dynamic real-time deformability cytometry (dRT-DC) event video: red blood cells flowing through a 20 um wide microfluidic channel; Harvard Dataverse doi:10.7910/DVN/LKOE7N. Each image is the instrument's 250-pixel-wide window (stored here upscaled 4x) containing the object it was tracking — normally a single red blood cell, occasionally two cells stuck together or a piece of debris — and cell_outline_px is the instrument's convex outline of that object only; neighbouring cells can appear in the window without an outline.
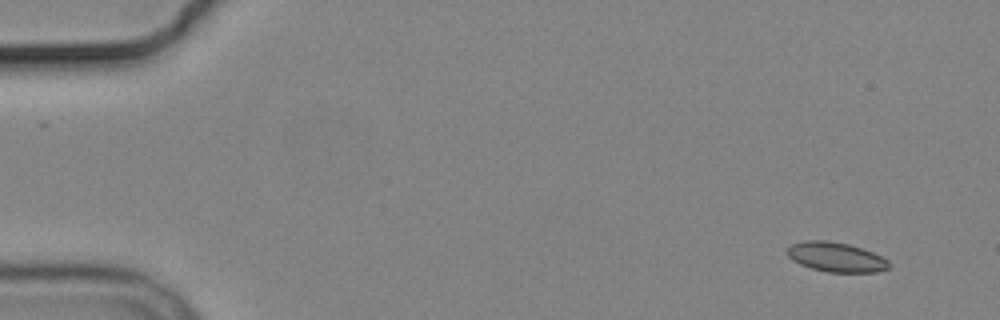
{"species": "common noctule bat (a hibernating species)", "species_latin": "Nyctalus noctula", "temperature_condition": "cold", "stored_images_in_passage": 4, "camera_frame_rate_fps": 3000, "um_per_image_px": 0.085, "animal": {"sex": "male", "body_mass_g": 19.2, "forearm_length_mm": 51.8}, "frame": {"image": 1, "passage_image": 1, "time_ms": 0.0, "image_size_px": [1000, 320], "cell_outline_px": [[892, 264], [888, 268], [876, 272], [828, 272], [812, 268], [800, 264], [792, 260], [788, 256], [788, 248], [792, 244], [804, 240], [828, 240], [848, 244], [872, 252], [888, 260]], "centroid_in_image_um": [71.06, 21.85], "position_along_channel_um": 13.9, "area_um2": 17.46}}
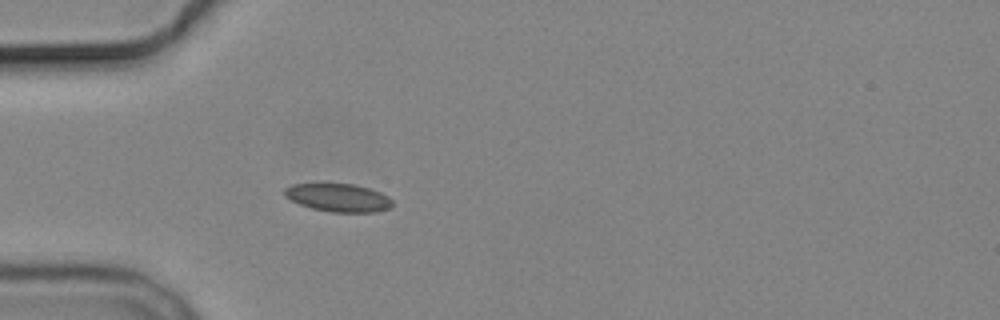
{"frame": {"image": 2, "passage_image": 4, "time_ms": 4.333, "image_size_px": [1000, 320], "cell_outline_px": [[392, 204], [388, 208], [376, 212], [332, 212], [312, 208], [300, 204], [284, 196], [284, 188], [292, 184], [352, 184], [368, 188], [380, 192], [388, 196], [392, 200]], "centroid_in_image_um": [28.75, 16.8], "position_along_channel_um": 56.3, "area_um2": 17.46}}